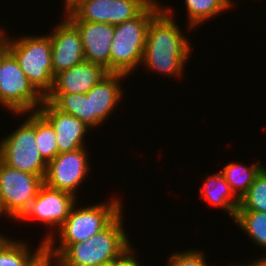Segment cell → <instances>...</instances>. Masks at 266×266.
I'll return each mask as SVG.
<instances>
[{"label": "cell", "instance_id": "obj_1", "mask_svg": "<svg viewBox=\"0 0 266 266\" xmlns=\"http://www.w3.org/2000/svg\"><path fill=\"white\" fill-rule=\"evenodd\" d=\"M173 11L163 6L151 19L141 64L150 72L181 78L193 48L175 22Z\"/></svg>", "mask_w": 266, "mask_h": 266}, {"label": "cell", "instance_id": "obj_2", "mask_svg": "<svg viewBox=\"0 0 266 266\" xmlns=\"http://www.w3.org/2000/svg\"><path fill=\"white\" fill-rule=\"evenodd\" d=\"M111 198L113 199H108L107 202L90 204L86 207L84 205V208H78L75 204L65 222L57 230L58 232L49 230L50 233L42 239L45 243V251L57 258L70 244L85 242L106 228L124 208L120 198ZM56 232L58 234H55ZM57 235L58 242L55 239ZM55 242L59 245L54 246Z\"/></svg>", "mask_w": 266, "mask_h": 266}, {"label": "cell", "instance_id": "obj_3", "mask_svg": "<svg viewBox=\"0 0 266 266\" xmlns=\"http://www.w3.org/2000/svg\"><path fill=\"white\" fill-rule=\"evenodd\" d=\"M123 212L87 241L70 244L57 257L58 266H110L132 246L124 230Z\"/></svg>", "mask_w": 266, "mask_h": 266}, {"label": "cell", "instance_id": "obj_4", "mask_svg": "<svg viewBox=\"0 0 266 266\" xmlns=\"http://www.w3.org/2000/svg\"><path fill=\"white\" fill-rule=\"evenodd\" d=\"M46 35L8 37L7 31L0 27V36L6 42L8 51L15 57L30 83L44 98L52 91L55 78L51 37Z\"/></svg>", "mask_w": 266, "mask_h": 266}, {"label": "cell", "instance_id": "obj_5", "mask_svg": "<svg viewBox=\"0 0 266 266\" xmlns=\"http://www.w3.org/2000/svg\"><path fill=\"white\" fill-rule=\"evenodd\" d=\"M162 5L154 0L136 18L114 26L110 51L111 73L129 76L141 66L149 23L162 9Z\"/></svg>", "mask_w": 266, "mask_h": 266}, {"label": "cell", "instance_id": "obj_6", "mask_svg": "<svg viewBox=\"0 0 266 266\" xmlns=\"http://www.w3.org/2000/svg\"><path fill=\"white\" fill-rule=\"evenodd\" d=\"M28 114L23 123L0 140V160L20 171L45 177L47 163L36 142V111Z\"/></svg>", "mask_w": 266, "mask_h": 266}, {"label": "cell", "instance_id": "obj_7", "mask_svg": "<svg viewBox=\"0 0 266 266\" xmlns=\"http://www.w3.org/2000/svg\"><path fill=\"white\" fill-rule=\"evenodd\" d=\"M44 99L8 52L0 64V106L19 116L37 111Z\"/></svg>", "mask_w": 266, "mask_h": 266}, {"label": "cell", "instance_id": "obj_8", "mask_svg": "<svg viewBox=\"0 0 266 266\" xmlns=\"http://www.w3.org/2000/svg\"><path fill=\"white\" fill-rule=\"evenodd\" d=\"M44 178L12 168L0 160V212L17 221L37 196Z\"/></svg>", "mask_w": 266, "mask_h": 266}, {"label": "cell", "instance_id": "obj_9", "mask_svg": "<svg viewBox=\"0 0 266 266\" xmlns=\"http://www.w3.org/2000/svg\"><path fill=\"white\" fill-rule=\"evenodd\" d=\"M154 0H78L69 11L79 20L118 25L139 16Z\"/></svg>", "mask_w": 266, "mask_h": 266}, {"label": "cell", "instance_id": "obj_10", "mask_svg": "<svg viewBox=\"0 0 266 266\" xmlns=\"http://www.w3.org/2000/svg\"><path fill=\"white\" fill-rule=\"evenodd\" d=\"M87 147L58 153L47 164L44 183L54 189L63 190L76 196V190L90 173Z\"/></svg>", "mask_w": 266, "mask_h": 266}, {"label": "cell", "instance_id": "obj_11", "mask_svg": "<svg viewBox=\"0 0 266 266\" xmlns=\"http://www.w3.org/2000/svg\"><path fill=\"white\" fill-rule=\"evenodd\" d=\"M77 196L72 193L54 189L45 183L28 209L17 221L37 220L46 228L59 229L65 222L71 209L77 204Z\"/></svg>", "mask_w": 266, "mask_h": 266}, {"label": "cell", "instance_id": "obj_12", "mask_svg": "<svg viewBox=\"0 0 266 266\" xmlns=\"http://www.w3.org/2000/svg\"><path fill=\"white\" fill-rule=\"evenodd\" d=\"M78 30L85 61L97 63L110 72L111 41L114 25L79 21L69 10L62 13Z\"/></svg>", "mask_w": 266, "mask_h": 266}, {"label": "cell", "instance_id": "obj_13", "mask_svg": "<svg viewBox=\"0 0 266 266\" xmlns=\"http://www.w3.org/2000/svg\"><path fill=\"white\" fill-rule=\"evenodd\" d=\"M48 34L52 43V67L54 77L85 61L83 43L77 28L65 17Z\"/></svg>", "mask_w": 266, "mask_h": 266}, {"label": "cell", "instance_id": "obj_14", "mask_svg": "<svg viewBox=\"0 0 266 266\" xmlns=\"http://www.w3.org/2000/svg\"><path fill=\"white\" fill-rule=\"evenodd\" d=\"M37 111L51 124L56 132L59 153L86 146V134L92 130L79 119L59 111L46 99Z\"/></svg>", "mask_w": 266, "mask_h": 266}, {"label": "cell", "instance_id": "obj_15", "mask_svg": "<svg viewBox=\"0 0 266 266\" xmlns=\"http://www.w3.org/2000/svg\"><path fill=\"white\" fill-rule=\"evenodd\" d=\"M108 73L103 66L84 61L57 74L50 93L86 94Z\"/></svg>", "mask_w": 266, "mask_h": 266}, {"label": "cell", "instance_id": "obj_16", "mask_svg": "<svg viewBox=\"0 0 266 266\" xmlns=\"http://www.w3.org/2000/svg\"><path fill=\"white\" fill-rule=\"evenodd\" d=\"M126 77L129 76L123 73L109 72L86 93L87 96H91L92 114L102 124L117 109L119 103L123 101L124 90L121 87V81H124Z\"/></svg>", "mask_w": 266, "mask_h": 266}, {"label": "cell", "instance_id": "obj_17", "mask_svg": "<svg viewBox=\"0 0 266 266\" xmlns=\"http://www.w3.org/2000/svg\"><path fill=\"white\" fill-rule=\"evenodd\" d=\"M200 189V197L204 201L214 207H220L229 214L232 220L235 219L236 211L240 206V198L233 192L221 172L207 176Z\"/></svg>", "mask_w": 266, "mask_h": 266}, {"label": "cell", "instance_id": "obj_18", "mask_svg": "<svg viewBox=\"0 0 266 266\" xmlns=\"http://www.w3.org/2000/svg\"><path fill=\"white\" fill-rule=\"evenodd\" d=\"M45 99L59 111L79 119L91 130L102 125L92 114L91 96L86 94L49 93Z\"/></svg>", "mask_w": 266, "mask_h": 266}, {"label": "cell", "instance_id": "obj_19", "mask_svg": "<svg viewBox=\"0 0 266 266\" xmlns=\"http://www.w3.org/2000/svg\"><path fill=\"white\" fill-rule=\"evenodd\" d=\"M35 252L25 241L14 240L7 236L0 238V266H30L44 251L45 243L39 242ZM31 253V254H30Z\"/></svg>", "mask_w": 266, "mask_h": 266}, {"label": "cell", "instance_id": "obj_20", "mask_svg": "<svg viewBox=\"0 0 266 266\" xmlns=\"http://www.w3.org/2000/svg\"><path fill=\"white\" fill-rule=\"evenodd\" d=\"M266 166L260 164V160L252 165H243L239 163H228L220 171L225 181L231 186L233 192L241 198L254 182L256 176Z\"/></svg>", "mask_w": 266, "mask_h": 266}, {"label": "cell", "instance_id": "obj_21", "mask_svg": "<svg viewBox=\"0 0 266 266\" xmlns=\"http://www.w3.org/2000/svg\"><path fill=\"white\" fill-rule=\"evenodd\" d=\"M184 4L188 16L187 27L191 31L192 28H198L199 24L202 25L204 21L216 18L215 16L230 9L225 0H184Z\"/></svg>", "mask_w": 266, "mask_h": 266}, {"label": "cell", "instance_id": "obj_22", "mask_svg": "<svg viewBox=\"0 0 266 266\" xmlns=\"http://www.w3.org/2000/svg\"><path fill=\"white\" fill-rule=\"evenodd\" d=\"M235 224L249 239L266 253V213L258 211H236Z\"/></svg>", "mask_w": 266, "mask_h": 266}, {"label": "cell", "instance_id": "obj_23", "mask_svg": "<svg viewBox=\"0 0 266 266\" xmlns=\"http://www.w3.org/2000/svg\"><path fill=\"white\" fill-rule=\"evenodd\" d=\"M36 142L39 152L47 164L59 153L56 132L38 111H36Z\"/></svg>", "mask_w": 266, "mask_h": 266}, {"label": "cell", "instance_id": "obj_24", "mask_svg": "<svg viewBox=\"0 0 266 266\" xmlns=\"http://www.w3.org/2000/svg\"><path fill=\"white\" fill-rule=\"evenodd\" d=\"M237 211H258L266 213V168L264 167L240 198Z\"/></svg>", "mask_w": 266, "mask_h": 266}, {"label": "cell", "instance_id": "obj_25", "mask_svg": "<svg viewBox=\"0 0 266 266\" xmlns=\"http://www.w3.org/2000/svg\"><path fill=\"white\" fill-rule=\"evenodd\" d=\"M168 258L166 266H209L203 251L197 249L174 252Z\"/></svg>", "mask_w": 266, "mask_h": 266}, {"label": "cell", "instance_id": "obj_26", "mask_svg": "<svg viewBox=\"0 0 266 266\" xmlns=\"http://www.w3.org/2000/svg\"><path fill=\"white\" fill-rule=\"evenodd\" d=\"M131 246L129 247L118 259H116L110 266H142L140 261H138L135 249Z\"/></svg>", "mask_w": 266, "mask_h": 266}, {"label": "cell", "instance_id": "obj_27", "mask_svg": "<svg viewBox=\"0 0 266 266\" xmlns=\"http://www.w3.org/2000/svg\"><path fill=\"white\" fill-rule=\"evenodd\" d=\"M52 262L58 266L57 258L44 251L30 266H52Z\"/></svg>", "mask_w": 266, "mask_h": 266}, {"label": "cell", "instance_id": "obj_28", "mask_svg": "<svg viewBox=\"0 0 266 266\" xmlns=\"http://www.w3.org/2000/svg\"><path fill=\"white\" fill-rule=\"evenodd\" d=\"M263 257L255 258V260H252V262H249L248 264H244L243 266H266V254L262 255Z\"/></svg>", "mask_w": 266, "mask_h": 266}, {"label": "cell", "instance_id": "obj_29", "mask_svg": "<svg viewBox=\"0 0 266 266\" xmlns=\"http://www.w3.org/2000/svg\"><path fill=\"white\" fill-rule=\"evenodd\" d=\"M8 48L6 42L3 40V38L0 36V64L2 58L8 53Z\"/></svg>", "mask_w": 266, "mask_h": 266}, {"label": "cell", "instance_id": "obj_30", "mask_svg": "<svg viewBox=\"0 0 266 266\" xmlns=\"http://www.w3.org/2000/svg\"><path fill=\"white\" fill-rule=\"evenodd\" d=\"M65 4H64V7L65 8L64 10L65 11H68L78 0H64Z\"/></svg>", "mask_w": 266, "mask_h": 266}, {"label": "cell", "instance_id": "obj_31", "mask_svg": "<svg viewBox=\"0 0 266 266\" xmlns=\"http://www.w3.org/2000/svg\"><path fill=\"white\" fill-rule=\"evenodd\" d=\"M225 2L229 6V8L235 5V3L233 4L232 0H225Z\"/></svg>", "mask_w": 266, "mask_h": 266}]
</instances>
